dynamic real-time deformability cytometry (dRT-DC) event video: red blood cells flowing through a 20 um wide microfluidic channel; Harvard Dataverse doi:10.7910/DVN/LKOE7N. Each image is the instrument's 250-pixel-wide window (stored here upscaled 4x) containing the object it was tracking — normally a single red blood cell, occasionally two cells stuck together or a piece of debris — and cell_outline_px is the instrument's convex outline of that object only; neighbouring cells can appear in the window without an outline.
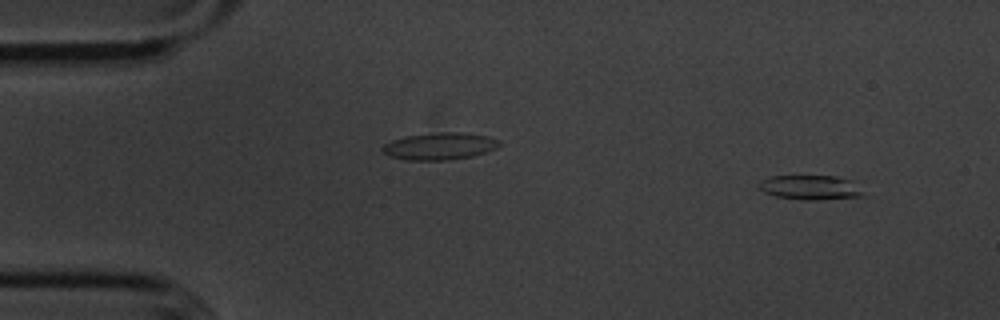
{"species": "common noctule bat (a hibernating species)", "species_latin": "Nyctalus noctula", "temperature_condition": "cold", "stored_images_in_passage": 56, "camera_frame_rate_fps": 3000, "um_per_image_px": 0.085, "animal": {"sex": "male", "body_mass_g": 20.1, "forearm_length_mm": 53.5}, "frame": {"image": 1, "passage_image": 5, "time_ms": 1.333, "image_size_px": [1000, 320], "cell_outline_px": [[864, 196], [816, 200], [808, 200], [776, 196], [764, 192], [760, 188], [760, 180], [768, 176], [836, 176], [848, 180]], "centroid_in_image_um": [68.78, 15.93], "position_along_channel_um": 16.2, "area_um2": 14.39}}
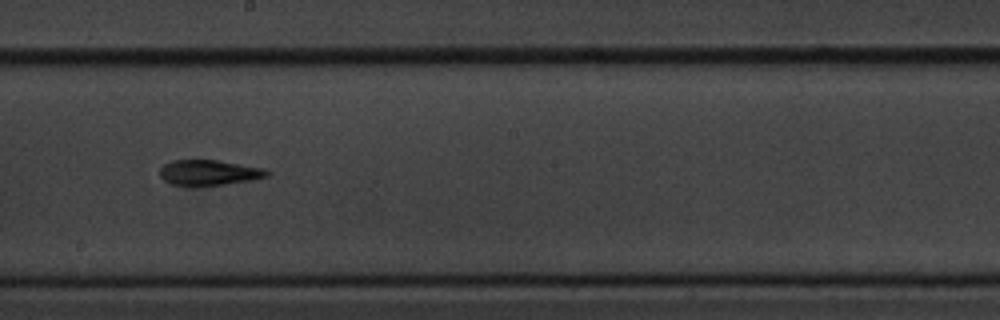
{"frame": {"image": 2, "passage_image": 31, "time_ms": 10.0, "image_size_px": [1000, 320], "cell_outline_px": [[272, 172], [268, 176], [252, 180], [224, 184], [172, 184], [164, 180], [160, 176], [160, 168], [164, 164], [172, 160], [216, 160], [264, 168]], "centroid_in_image_um": [17.8, 14.64], "position_along_channel_um": 230.4, "area_um2": 15.49}}
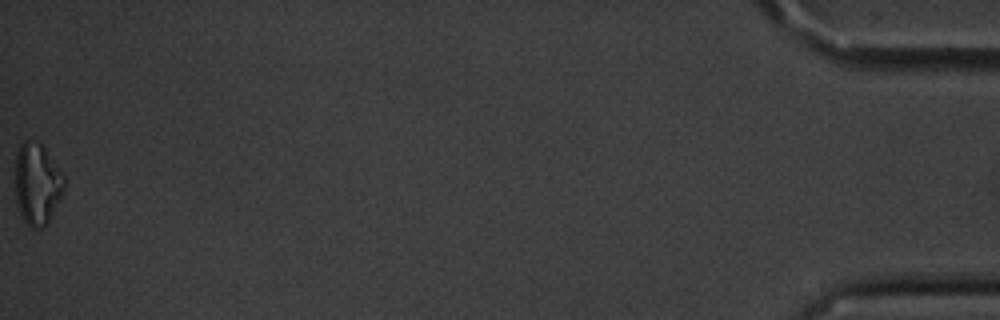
{"frame": {"image": 3, "passage_image": 56, "time_ms": 18.333, "image_size_px": [1000, 320], "cell_outline_px": [[64, 188], [48, 224], [40, 228], [32, 228], [24, 220], [20, 212], [16, 200], [16, 152], [20, 144], [24, 140], [32, 140], [40, 144], [44, 148], [64, 176]], "centroid_in_image_um": [3.15, 15.63], "position_along_channel_um": 432.1, "area_um2": 22.89}, "authors_computed_cell_mechanics": {"area_um2": 15.4615, "velocity_mm_per_s": 3.5936, "shape_relaxation_time_tau1_ms": null, "shape_relaxation_time_tau2_ms": 4.8635, "deformation_change_tau1": null, "deformation_change_tau2": 0.1603}}